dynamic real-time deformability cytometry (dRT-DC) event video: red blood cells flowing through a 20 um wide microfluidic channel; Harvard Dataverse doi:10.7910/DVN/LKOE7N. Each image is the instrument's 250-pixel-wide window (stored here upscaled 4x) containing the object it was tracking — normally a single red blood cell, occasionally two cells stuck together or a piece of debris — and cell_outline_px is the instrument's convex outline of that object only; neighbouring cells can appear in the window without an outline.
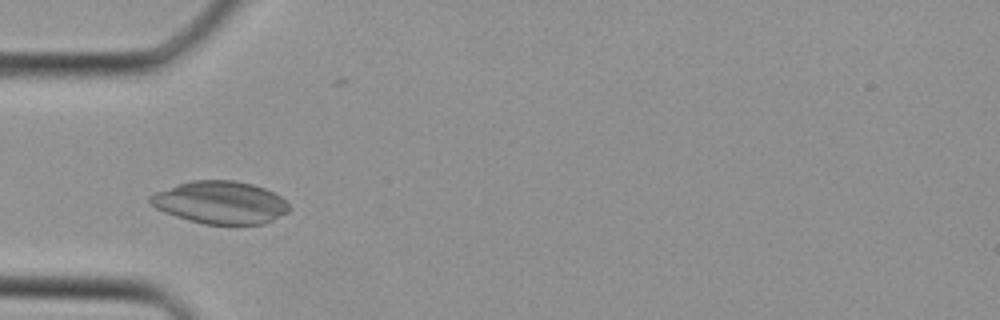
{"species": "Egyptian fruit bat (a non-hibernating species)", "species_latin": "Rousettus aegyptiacus", "temperature_condition": "cold", "stored_images_in_passage": 27, "camera_frame_rate_fps": 3000, "um_per_image_px": 0.085, "animal": {"sex": "female"}, "frame": {"image": 1, "passage_image": 2, "time_ms": 0.333, "image_size_px": [1000, 320], "cell_outline_px": [[292, 208], [288, 212], [264, 224], [204, 224], [188, 220], [164, 212], [148, 204], [148, 196], [156, 192], [192, 180], [236, 180], [252, 184], [264, 188], [280, 196]], "centroid_in_image_um": [18.72, 17.21], "position_along_channel_um": 66.3, "area_um2": 34.45}}
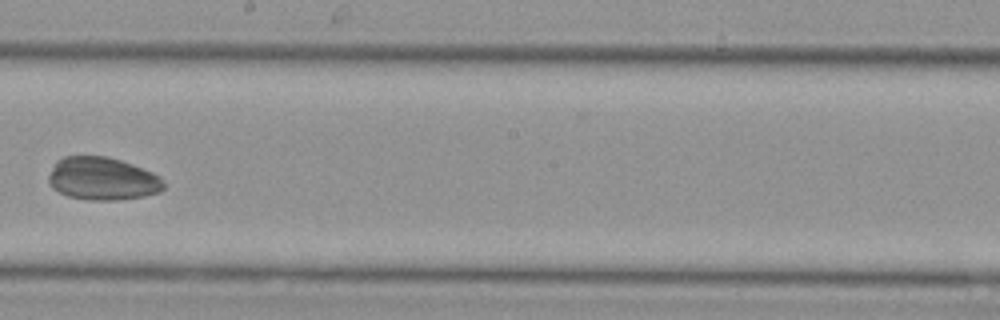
{"frame": {"image": 2, "passage_image": 12, "time_ms": 3.667, "image_size_px": [1000, 320], "cell_outline_px": [[164, 188], [160, 192], [140, 196], [116, 200], [88, 200], [68, 196], [52, 188], [48, 180], [48, 176], [56, 160], [64, 156], [108, 156], [132, 164], [152, 172], [160, 176], [164, 184]], "centroid_in_image_um": [8.68, 15.18], "position_along_channel_um": 239.5, "area_um2": 28.73}}
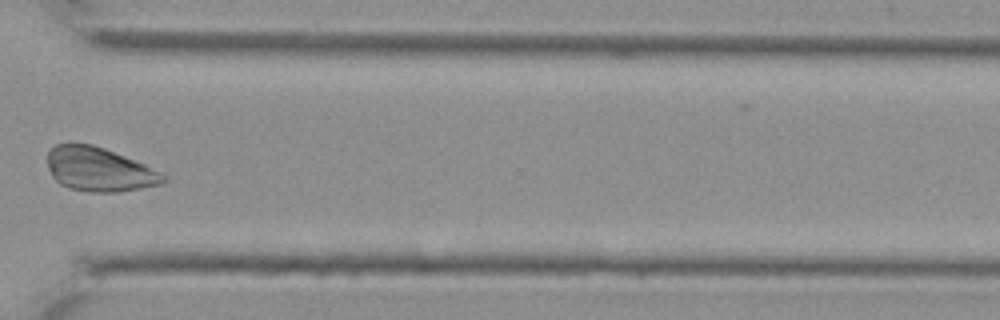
{"frame": {"image": 3, "passage_image": 19, "time_ms": 6.0, "image_size_px": [1000, 320], "cell_outline_px": [[168, 180], [160, 184], [140, 188], [116, 192], [88, 192], [68, 188], [60, 184], [52, 176], [48, 168], [48, 152], [56, 144], [92, 144], [104, 148], [144, 164], [168, 176]], "centroid_in_image_um": [8.43, 14.41], "position_along_channel_um": 362.2, "area_um2": 29.54}}